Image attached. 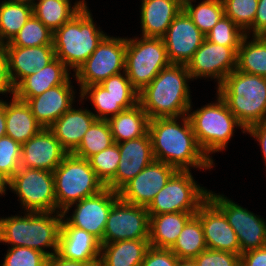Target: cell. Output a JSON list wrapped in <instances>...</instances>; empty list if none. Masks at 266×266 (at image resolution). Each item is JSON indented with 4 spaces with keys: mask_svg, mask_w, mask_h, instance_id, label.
I'll return each instance as SVG.
<instances>
[{
    "mask_svg": "<svg viewBox=\"0 0 266 266\" xmlns=\"http://www.w3.org/2000/svg\"><path fill=\"white\" fill-rule=\"evenodd\" d=\"M180 118L181 124L178 120ZM148 132L155 160L162 161L177 171H191L190 168L208 170L213 167L214 161L198 145L187 115L151 119Z\"/></svg>",
    "mask_w": 266,
    "mask_h": 266,
    "instance_id": "6da1fadb",
    "label": "cell"
},
{
    "mask_svg": "<svg viewBox=\"0 0 266 266\" xmlns=\"http://www.w3.org/2000/svg\"><path fill=\"white\" fill-rule=\"evenodd\" d=\"M190 79L186 65L170 64L163 68L138 95V104L149 120L187 115L192 105L188 85Z\"/></svg>",
    "mask_w": 266,
    "mask_h": 266,
    "instance_id": "7a4b0ae2",
    "label": "cell"
},
{
    "mask_svg": "<svg viewBox=\"0 0 266 266\" xmlns=\"http://www.w3.org/2000/svg\"><path fill=\"white\" fill-rule=\"evenodd\" d=\"M23 215L0 218V243L11 247H28L48 257L58 252L62 212H24ZM54 214V215H53ZM47 248L53 249L46 251Z\"/></svg>",
    "mask_w": 266,
    "mask_h": 266,
    "instance_id": "3957f363",
    "label": "cell"
},
{
    "mask_svg": "<svg viewBox=\"0 0 266 266\" xmlns=\"http://www.w3.org/2000/svg\"><path fill=\"white\" fill-rule=\"evenodd\" d=\"M219 96L246 130L266 119V78L232 71L217 87Z\"/></svg>",
    "mask_w": 266,
    "mask_h": 266,
    "instance_id": "277c9868",
    "label": "cell"
},
{
    "mask_svg": "<svg viewBox=\"0 0 266 266\" xmlns=\"http://www.w3.org/2000/svg\"><path fill=\"white\" fill-rule=\"evenodd\" d=\"M95 24L89 8L83 7L53 32L55 57L69 70L76 72L106 36Z\"/></svg>",
    "mask_w": 266,
    "mask_h": 266,
    "instance_id": "5b68a950",
    "label": "cell"
},
{
    "mask_svg": "<svg viewBox=\"0 0 266 266\" xmlns=\"http://www.w3.org/2000/svg\"><path fill=\"white\" fill-rule=\"evenodd\" d=\"M216 97V103L204 105L193 112L190 106L187 113L198 145L212 161L210 154L225 150L234 135V128L239 127L242 133H246L218 93Z\"/></svg>",
    "mask_w": 266,
    "mask_h": 266,
    "instance_id": "8992f818",
    "label": "cell"
},
{
    "mask_svg": "<svg viewBox=\"0 0 266 266\" xmlns=\"http://www.w3.org/2000/svg\"><path fill=\"white\" fill-rule=\"evenodd\" d=\"M57 212L105 188L87 159L68 153L53 171Z\"/></svg>",
    "mask_w": 266,
    "mask_h": 266,
    "instance_id": "52a82bcc",
    "label": "cell"
},
{
    "mask_svg": "<svg viewBox=\"0 0 266 266\" xmlns=\"http://www.w3.org/2000/svg\"><path fill=\"white\" fill-rule=\"evenodd\" d=\"M139 38H126L125 59L126 75L138 92L171 64L163 38Z\"/></svg>",
    "mask_w": 266,
    "mask_h": 266,
    "instance_id": "ba28073f",
    "label": "cell"
},
{
    "mask_svg": "<svg viewBox=\"0 0 266 266\" xmlns=\"http://www.w3.org/2000/svg\"><path fill=\"white\" fill-rule=\"evenodd\" d=\"M208 192L197 184L190 171H176L146 208L149 215L197 212Z\"/></svg>",
    "mask_w": 266,
    "mask_h": 266,
    "instance_id": "9c48e42d",
    "label": "cell"
},
{
    "mask_svg": "<svg viewBox=\"0 0 266 266\" xmlns=\"http://www.w3.org/2000/svg\"><path fill=\"white\" fill-rule=\"evenodd\" d=\"M110 76L101 84L86 86L80 91V100L90 97L96 119L108 120L138 104L139 92L132 86L126 72Z\"/></svg>",
    "mask_w": 266,
    "mask_h": 266,
    "instance_id": "30bf717a",
    "label": "cell"
},
{
    "mask_svg": "<svg viewBox=\"0 0 266 266\" xmlns=\"http://www.w3.org/2000/svg\"><path fill=\"white\" fill-rule=\"evenodd\" d=\"M126 38L106 35L90 57L74 73L81 91L86 86L101 84L110 76L125 71Z\"/></svg>",
    "mask_w": 266,
    "mask_h": 266,
    "instance_id": "8fae6325",
    "label": "cell"
},
{
    "mask_svg": "<svg viewBox=\"0 0 266 266\" xmlns=\"http://www.w3.org/2000/svg\"><path fill=\"white\" fill-rule=\"evenodd\" d=\"M9 188L26 212H57L53 172L20 167Z\"/></svg>",
    "mask_w": 266,
    "mask_h": 266,
    "instance_id": "7c38bea8",
    "label": "cell"
},
{
    "mask_svg": "<svg viewBox=\"0 0 266 266\" xmlns=\"http://www.w3.org/2000/svg\"><path fill=\"white\" fill-rule=\"evenodd\" d=\"M208 198L224 213L235 231L242 253L266 246V221L224 195L209 190Z\"/></svg>",
    "mask_w": 266,
    "mask_h": 266,
    "instance_id": "4fadbf2b",
    "label": "cell"
},
{
    "mask_svg": "<svg viewBox=\"0 0 266 266\" xmlns=\"http://www.w3.org/2000/svg\"><path fill=\"white\" fill-rule=\"evenodd\" d=\"M150 216L145 206L119 199L109 212L100 244L122 240L149 239Z\"/></svg>",
    "mask_w": 266,
    "mask_h": 266,
    "instance_id": "5bb4252c",
    "label": "cell"
},
{
    "mask_svg": "<svg viewBox=\"0 0 266 266\" xmlns=\"http://www.w3.org/2000/svg\"><path fill=\"white\" fill-rule=\"evenodd\" d=\"M120 199L118 192L105 187L99 193L70 205L63 217L73 226L92 234L99 241L103 239L105 225L112 206ZM76 207L69 218L70 208Z\"/></svg>",
    "mask_w": 266,
    "mask_h": 266,
    "instance_id": "9a60e30c",
    "label": "cell"
},
{
    "mask_svg": "<svg viewBox=\"0 0 266 266\" xmlns=\"http://www.w3.org/2000/svg\"><path fill=\"white\" fill-rule=\"evenodd\" d=\"M239 46H223L212 43L206 38L187 63L191 78L217 79L219 87L224 79L236 69L237 50Z\"/></svg>",
    "mask_w": 266,
    "mask_h": 266,
    "instance_id": "2e32d148",
    "label": "cell"
},
{
    "mask_svg": "<svg viewBox=\"0 0 266 266\" xmlns=\"http://www.w3.org/2000/svg\"><path fill=\"white\" fill-rule=\"evenodd\" d=\"M176 171L154 159L118 192L119 197L126 203L147 207Z\"/></svg>",
    "mask_w": 266,
    "mask_h": 266,
    "instance_id": "e0dca14e",
    "label": "cell"
},
{
    "mask_svg": "<svg viewBox=\"0 0 266 266\" xmlns=\"http://www.w3.org/2000/svg\"><path fill=\"white\" fill-rule=\"evenodd\" d=\"M162 38L170 63L187 65L205 40V34L198 29L182 9Z\"/></svg>",
    "mask_w": 266,
    "mask_h": 266,
    "instance_id": "ac0fdd59",
    "label": "cell"
},
{
    "mask_svg": "<svg viewBox=\"0 0 266 266\" xmlns=\"http://www.w3.org/2000/svg\"><path fill=\"white\" fill-rule=\"evenodd\" d=\"M117 144L120 150V162L115 177L105 186L115 192H119L154 160L149 132L137 139Z\"/></svg>",
    "mask_w": 266,
    "mask_h": 266,
    "instance_id": "d6986e66",
    "label": "cell"
},
{
    "mask_svg": "<svg viewBox=\"0 0 266 266\" xmlns=\"http://www.w3.org/2000/svg\"><path fill=\"white\" fill-rule=\"evenodd\" d=\"M195 215L202 224L208 249L240 255V244L235 231L224 213L209 198L200 205Z\"/></svg>",
    "mask_w": 266,
    "mask_h": 266,
    "instance_id": "ffe728a7",
    "label": "cell"
},
{
    "mask_svg": "<svg viewBox=\"0 0 266 266\" xmlns=\"http://www.w3.org/2000/svg\"><path fill=\"white\" fill-rule=\"evenodd\" d=\"M67 154L54 134L43 128L22 144L20 167L53 172Z\"/></svg>",
    "mask_w": 266,
    "mask_h": 266,
    "instance_id": "44dd1931",
    "label": "cell"
},
{
    "mask_svg": "<svg viewBox=\"0 0 266 266\" xmlns=\"http://www.w3.org/2000/svg\"><path fill=\"white\" fill-rule=\"evenodd\" d=\"M100 251L101 244L96 237L62 218L57 252L61 257L98 266Z\"/></svg>",
    "mask_w": 266,
    "mask_h": 266,
    "instance_id": "7402d4cb",
    "label": "cell"
},
{
    "mask_svg": "<svg viewBox=\"0 0 266 266\" xmlns=\"http://www.w3.org/2000/svg\"><path fill=\"white\" fill-rule=\"evenodd\" d=\"M71 84L69 77L62 85L48 89L44 93L31 97L26 101L31 108L33 116L43 128H49L72 107L76 93Z\"/></svg>",
    "mask_w": 266,
    "mask_h": 266,
    "instance_id": "603a6c76",
    "label": "cell"
},
{
    "mask_svg": "<svg viewBox=\"0 0 266 266\" xmlns=\"http://www.w3.org/2000/svg\"><path fill=\"white\" fill-rule=\"evenodd\" d=\"M3 48L7 56L9 76L14 87L55 58L53 45L3 46Z\"/></svg>",
    "mask_w": 266,
    "mask_h": 266,
    "instance_id": "cb8c5ba5",
    "label": "cell"
},
{
    "mask_svg": "<svg viewBox=\"0 0 266 266\" xmlns=\"http://www.w3.org/2000/svg\"><path fill=\"white\" fill-rule=\"evenodd\" d=\"M142 37L162 38L183 9V0H141Z\"/></svg>",
    "mask_w": 266,
    "mask_h": 266,
    "instance_id": "d4e9b609",
    "label": "cell"
},
{
    "mask_svg": "<svg viewBox=\"0 0 266 266\" xmlns=\"http://www.w3.org/2000/svg\"><path fill=\"white\" fill-rule=\"evenodd\" d=\"M65 64L55 57L45 67L36 70L31 75L25 77L16 87L14 96L26 102L29 98L38 96L48 89L62 85L70 76Z\"/></svg>",
    "mask_w": 266,
    "mask_h": 266,
    "instance_id": "484cf974",
    "label": "cell"
},
{
    "mask_svg": "<svg viewBox=\"0 0 266 266\" xmlns=\"http://www.w3.org/2000/svg\"><path fill=\"white\" fill-rule=\"evenodd\" d=\"M95 120L96 117L90 110L71 107L48 129L58 139L61 146L68 153H72Z\"/></svg>",
    "mask_w": 266,
    "mask_h": 266,
    "instance_id": "4316f807",
    "label": "cell"
},
{
    "mask_svg": "<svg viewBox=\"0 0 266 266\" xmlns=\"http://www.w3.org/2000/svg\"><path fill=\"white\" fill-rule=\"evenodd\" d=\"M6 135L21 145L38 134L43 126L33 116L30 106L15 96L5 101Z\"/></svg>",
    "mask_w": 266,
    "mask_h": 266,
    "instance_id": "83f0119b",
    "label": "cell"
},
{
    "mask_svg": "<svg viewBox=\"0 0 266 266\" xmlns=\"http://www.w3.org/2000/svg\"><path fill=\"white\" fill-rule=\"evenodd\" d=\"M197 212H173L150 216L149 242L156 248L170 249L187 221Z\"/></svg>",
    "mask_w": 266,
    "mask_h": 266,
    "instance_id": "f1b7e54d",
    "label": "cell"
},
{
    "mask_svg": "<svg viewBox=\"0 0 266 266\" xmlns=\"http://www.w3.org/2000/svg\"><path fill=\"white\" fill-rule=\"evenodd\" d=\"M149 247V239L101 244L98 266H140Z\"/></svg>",
    "mask_w": 266,
    "mask_h": 266,
    "instance_id": "f546056e",
    "label": "cell"
},
{
    "mask_svg": "<svg viewBox=\"0 0 266 266\" xmlns=\"http://www.w3.org/2000/svg\"><path fill=\"white\" fill-rule=\"evenodd\" d=\"M107 121L115 143L137 139L148 132L149 118L139 104L112 116Z\"/></svg>",
    "mask_w": 266,
    "mask_h": 266,
    "instance_id": "4dcf8cb0",
    "label": "cell"
},
{
    "mask_svg": "<svg viewBox=\"0 0 266 266\" xmlns=\"http://www.w3.org/2000/svg\"><path fill=\"white\" fill-rule=\"evenodd\" d=\"M71 6L70 0H45L33 3V15L52 32L75 16L83 7L85 0H79Z\"/></svg>",
    "mask_w": 266,
    "mask_h": 266,
    "instance_id": "1f68e13d",
    "label": "cell"
},
{
    "mask_svg": "<svg viewBox=\"0 0 266 266\" xmlns=\"http://www.w3.org/2000/svg\"><path fill=\"white\" fill-rule=\"evenodd\" d=\"M245 35L237 50L236 70L266 78V41L261 36Z\"/></svg>",
    "mask_w": 266,
    "mask_h": 266,
    "instance_id": "d6a6232c",
    "label": "cell"
},
{
    "mask_svg": "<svg viewBox=\"0 0 266 266\" xmlns=\"http://www.w3.org/2000/svg\"><path fill=\"white\" fill-rule=\"evenodd\" d=\"M207 249L203 227L199 218L194 214L185 224L175 244L170 250L179 259H194Z\"/></svg>",
    "mask_w": 266,
    "mask_h": 266,
    "instance_id": "836d02e7",
    "label": "cell"
},
{
    "mask_svg": "<svg viewBox=\"0 0 266 266\" xmlns=\"http://www.w3.org/2000/svg\"><path fill=\"white\" fill-rule=\"evenodd\" d=\"M33 15V6L3 1L0 3V45L9 43Z\"/></svg>",
    "mask_w": 266,
    "mask_h": 266,
    "instance_id": "e575fe53",
    "label": "cell"
},
{
    "mask_svg": "<svg viewBox=\"0 0 266 266\" xmlns=\"http://www.w3.org/2000/svg\"><path fill=\"white\" fill-rule=\"evenodd\" d=\"M114 143L108 121L96 119L86 131L79 146L72 153L88 160L94 154L103 151Z\"/></svg>",
    "mask_w": 266,
    "mask_h": 266,
    "instance_id": "d590c367",
    "label": "cell"
},
{
    "mask_svg": "<svg viewBox=\"0 0 266 266\" xmlns=\"http://www.w3.org/2000/svg\"><path fill=\"white\" fill-rule=\"evenodd\" d=\"M195 0H183V10L192 22L203 33L207 34L224 16L222 0H204L198 5H193Z\"/></svg>",
    "mask_w": 266,
    "mask_h": 266,
    "instance_id": "8d00e7d4",
    "label": "cell"
},
{
    "mask_svg": "<svg viewBox=\"0 0 266 266\" xmlns=\"http://www.w3.org/2000/svg\"><path fill=\"white\" fill-rule=\"evenodd\" d=\"M53 45V32L32 15L9 43L3 46L32 47Z\"/></svg>",
    "mask_w": 266,
    "mask_h": 266,
    "instance_id": "74e56055",
    "label": "cell"
},
{
    "mask_svg": "<svg viewBox=\"0 0 266 266\" xmlns=\"http://www.w3.org/2000/svg\"><path fill=\"white\" fill-rule=\"evenodd\" d=\"M88 160L98 179L106 186L115 177L120 162L119 146L114 143Z\"/></svg>",
    "mask_w": 266,
    "mask_h": 266,
    "instance_id": "f35d334b",
    "label": "cell"
},
{
    "mask_svg": "<svg viewBox=\"0 0 266 266\" xmlns=\"http://www.w3.org/2000/svg\"><path fill=\"white\" fill-rule=\"evenodd\" d=\"M224 15L246 32L255 19L258 0H222Z\"/></svg>",
    "mask_w": 266,
    "mask_h": 266,
    "instance_id": "ab89813d",
    "label": "cell"
},
{
    "mask_svg": "<svg viewBox=\"0 0 266 266\" xmlns=\"http://www.w3.org/2000/svg\"><path fill=\"white\" fill-rule=\"evenodd\" d=\"M245 32L229 17L222 16L217 24L205 35V38L215 44L223 46H240Z\"/></svg>",
    "mask_w": 266,
    "mask_h": 266,
    "instance_id": "60d3db41",
    "label": "cell"
},
{
    "mask_svg": "<svg viewBox=\"0 0 266 266\" xmlns=\"http://www.w3.org/2000/svg\"><path fill=\"white\" fill-rule=\"evenodd\" d=\"M22 145L9 136L0 138V173L11 179L20 168Z\"/></svg>",
    "mask_w": 266,
    "mask_h": 266,
    "instance_id": "b9f144b4",
    "label": "cell"
},
{
    "mask_svg": "<svg viewBox=\"0 0 266 266\" xmlns=\"http://www.w3.org/2000/svg\"><path fill=\"white\" fill-rule=\"evenodd\" d=\"M48 256L28 247H9L1 266H46Z\"/></svg>",
    "mask_w": 266,
    "mask_h": 266,
    "instance_id": "7bdbcfd3",
    "label": "cell"
},
{
    "mask_svg": "<svg viewBox=\"0 0 266 266\" xmlns=\"http://www.w3.org/2000/svg\"><path fill=\"white\" fill-rule=\"evenodd\" d=\"M194 261L197 266H240V255L207 248Z\"/></svg>",
    "mask_w": 266,
    "mask_h": 266,
    "instance_id": "ee69618b",
    "label": "cell"
},
{
    "mask_svg": "<svg viewBox=\"0 0 266 266\" xmlns=\"http://www.w3.org/2000/svg\"><path fill=\"white\" fill-rule=\"evenodd\" d=\"M178 261L170 249L150 246L140 266H178Z\"/></svg>",
    "mask_w": 266,
    "mask_h": 266,
    "instance_id": "f6af8a7d",
    "label": "cell"
},
{
    "mask_svg": "<svg viewBox=\"0 0 266 266\" xmlns=\"http://www.w3.org/2000/svg\"><path fill=\"white\" fill-rule=\"evenodd\" d=\"M14 91L15 87L13 86L9 76L7 56L3 45H0V94L10 93L14 96Z\"/></svg>",
    "mask_w": 266,
    "mask_h": 266,
    "instance_id": "bcb514c9",
    "label": "cell"
},
{
    "mask_svg": "<svg viewBox=\"0 0 266 266\" xmlns=\"http://www.w3.org/2000/svg\"><path fill=\"white\" fill-rule=\"evenodd\" d=\"M266 30V0H258V7L253 25L245 32L246 35L260 36ZM252 31V32H251Z\"/></svg>",
    "mask_w": 266,
    "mask_h": 266,
    "instance_id": "7dc6e473",
    "label": "cell"
},
{
    "mask_svg": "<svg viewBox=\"0 0 266 266\" xmlns=\"http://www.w3.org/2000/svg\"><path fill=\"white\" fill-rule=\"evenodd\" d=\"M240 266H266V246L242 253Z\"/></svg>",
    "mask_w": 266,
    "mask_h": 266,
    "instance_id": "c3c4849f",
    "label": "cell"
},
{
    "mask_svg": "<svg viewBox=\"0 0 266 266\" xmlns=\"http://www.w3.org/2000/svg\"><path fill=\"white\" fill-rule=\"evenodd\" d=\"M251 137L255 138L261 146L262 157L266 166V119L260 123L254 124L245 130Z\"/></svg>",
    "mask_w": 266,
    "mask_h": 266,
    "instance_id": "681fc988",
    "label": "cell"
},
{
    "mask_svg": "<svg viewBox=\"0 0 266 266\" xmlns=\"http://www.w3.org/2000/svg\"><path fill=\"white\" fill-rule=\"evenodd\" d=\"M46 266H90L87 262L68 260L61 257L58 253L49 257Z\"/></svg>",
    "mask_w": 266,
    "mask_h": 266,
    "instance_id": "f907efd6",
    "label": "cell"
},
{
    "mask_svg": "<svg viewBox=\"0 0 266 266\" xmlns=\"http://www.w3.org/2000/svg\"><path fill=\"white\" fill-rule=\"evenodd\" d=\"M6 136L5 101L0 100V138Z\"/></svg>",
    "mask_w": 266,
    "mask_h": 266,
    "instance_id": "816d5d0a",
    "label": "cell"
},
{
    "mask_svg": "<svg viewBox=\"0 0 266 266\" xmlns=\"http://www.w3.org/2000/svg\"><path fill=\"white\" fill-rule=\"evenodd\" d=\"M7 186L10 187V179L0 173V196L6 194Z\"/></svg>",
    "mask_w": 266,
    "mask_h": 266,
    "instance_id": "f5cc1de1",
    "label": "cell"
},
{
    "mask_svg": "<svg viewBox=\"0 0 266 266\" xmlns=\"http://www.w3.org/2000/svg\"><path fill=\"white\" fill-rule=\"evenodd\" d=\"M178 266H197L194 259H179Z\"/></svg>",
    "mask_w": 266,
    "mask_h": 266,
    "instance_id": "db71d44e",
    "label": "cell"
},
{
    "mask_svg": "<svg viewBox=\"0 0 266 266\" xmlns=\"http://www.w3.org/2000/svg\"><path fill=\"white\" fill-rule=\"evenodd\" d=\"M7 1L15 2V3H25V4L33 6V3H35L36 0H7Z\"/></svg>",
    "mask_w": 266,
    "mask_h": 266,
    "instance_id": "11a10c76",
    "label": "cell"
},
{
    "mask_svg": "<svg viewBox=\"0 0 266 266\" xmlns=\"http://www.w3.org/2000/svg\"><path fill=\"white\" fill-rule=\"evenodd\" d=\"M260 36L266 41V30Z\"/></svg>",
    "mask_w": 266,
    "mask_h": 266,
    "instance_id": "9f6ffc18",
    "label": "cell"
}]
</instances>
